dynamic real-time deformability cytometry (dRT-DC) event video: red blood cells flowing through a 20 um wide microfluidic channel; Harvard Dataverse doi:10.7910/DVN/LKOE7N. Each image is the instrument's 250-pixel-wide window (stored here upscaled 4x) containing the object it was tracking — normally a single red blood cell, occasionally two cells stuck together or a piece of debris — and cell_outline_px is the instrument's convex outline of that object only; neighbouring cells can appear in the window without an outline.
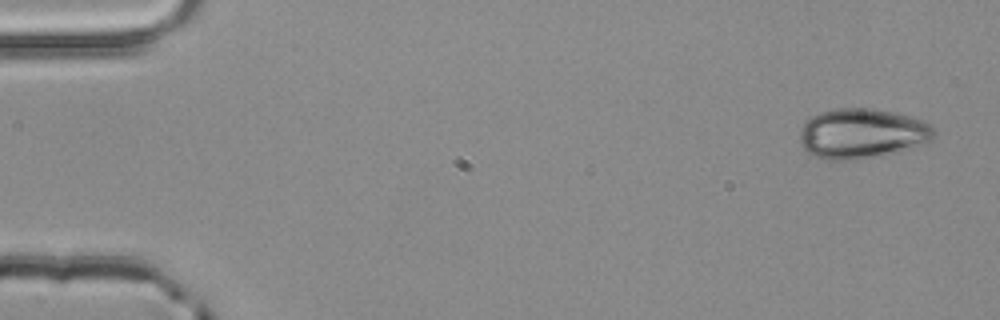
{"species": "common noctule bat (a hibernating species)", "species_latin": "Nyctalus noctula", "temperature_condition": "room temperature", "stored_images_in_passage": 3, "camera_frame_rate_fps": 3000, "um_per_image_px": 0.085, "animal": {"sex": "male", "body_mass_g": 20.4}, "frame": {"image": 1, "passage_image": 3, "time_ms": 0.667, "image_size_px": [1000, 320], "cell_outline_px": [[936, 136], [932, 140], [900, 152], [856, 160], [828, 160], [816, 156], [808, 152], [804, 148], [800, 140], [800, 128], [812, 116], [820, 112], [840, 108], [868, 108], [892, 112], [924, 120], [932, 124], [936, 132]], "centroid_in_image_um": [73.31, 11.36], "position_along_channel_um": 11.7, "area_um2": 39.25}}